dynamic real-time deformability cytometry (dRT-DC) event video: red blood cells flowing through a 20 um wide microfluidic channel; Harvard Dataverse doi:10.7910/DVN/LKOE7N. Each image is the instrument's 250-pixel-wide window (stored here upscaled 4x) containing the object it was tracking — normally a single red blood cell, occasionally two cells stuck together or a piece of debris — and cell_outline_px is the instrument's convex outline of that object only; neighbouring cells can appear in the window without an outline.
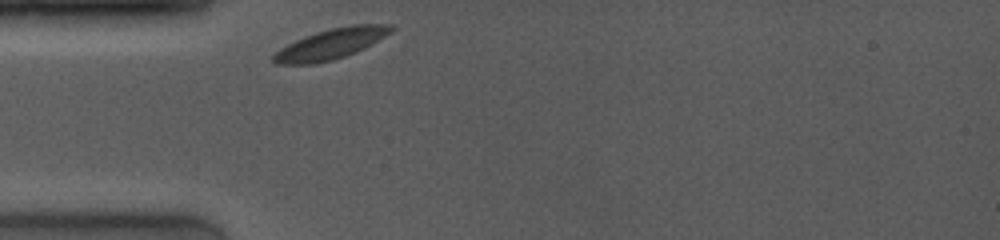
{"species": "common noctule bat (a hibernating species)", "species_latin": "Nyctalus noctula", "temperature_condition": "room temperature", "stored_images_in_passage": 1, "camera_frame_rate_fps": 4000, "um_per_image_px": 0.085, "animal": {"sex": "female", "body_mass_g": 19.0, "forearm_length_mm": 53.3}, "frame": {"image": 1, "passage_image": 1, "time_ms": 0.0, "image_size_px": [1000, 240], "cell_outline_px": [[396, 28], [392, 32], [364, 48], [356, 52], [332, 60], [312, 64], [276, 64], [272, 60], [272, 56], [280, 48], [304, 36], [316, 32], [332, 28], [352, 24], [392, 24]], "centroid_in_image_um": [28.15, 3.72], "position_along_channel_um": 56.8, "area_um2": 20.81}}